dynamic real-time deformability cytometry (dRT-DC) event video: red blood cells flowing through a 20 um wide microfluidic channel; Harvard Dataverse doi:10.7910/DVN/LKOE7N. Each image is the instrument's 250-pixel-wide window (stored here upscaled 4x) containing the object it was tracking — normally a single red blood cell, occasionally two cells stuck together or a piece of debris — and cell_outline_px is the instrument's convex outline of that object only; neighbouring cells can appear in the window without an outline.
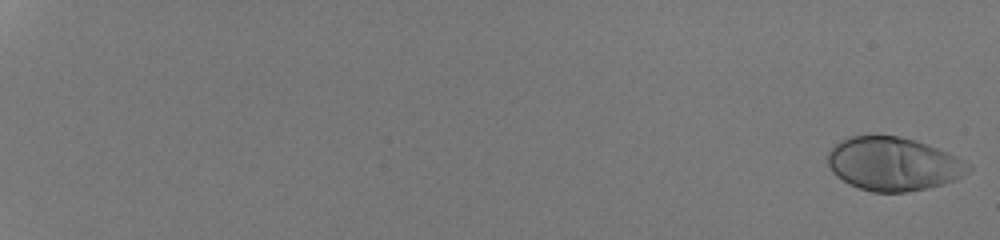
{"species": "human", "species_latin": "Homo sapiens", "temperature_condition": "room temperature", "stored_images_in_passage": 53, "camera_frame_rate_fps": 3000, "um_per_image_px": 0.085, "donor": {"sex": "male"}, "frame": {"image": 1, "passage_image": 1, "time_ms": 0.0, "image_size_px": [1000, 240], "cell_outline_px": [[972, 168], [968, 172], [956, 180], [944, 184], [928, 188], [904, 192], [872, 192], [848, 184], [836, 176], [832, 172], [828, 164], [828, 152], [840, 140], [852, 136], [872, 132], [876, 132], [900, 136], [916, 140], [928, 144], [948, 152], [972, 164]], "centroid_in_image_um": [75.93, 13.9], "position_along_channel_um": 9.1, "area_um2": 44.8}}
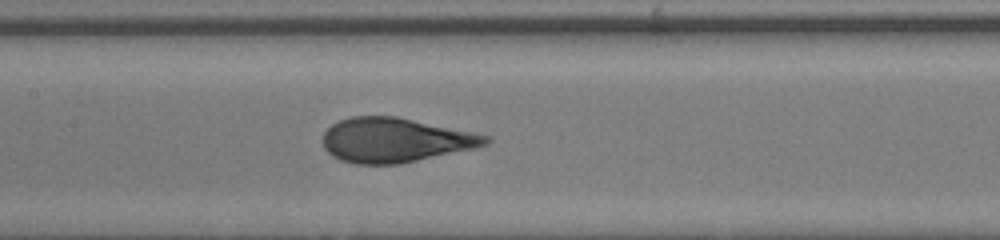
{"frame": {"image": 2, "passage_image": 31, "time_ms": 10.0, "image_size_px": [1000, 240], "cell_outline_px": [[492, 140], [488, 144], [476, 148], [400, 164], [356, 164], [340, 160], [332, 156], [324, 148], [324, 132], [332, 124], [340, 120], [352, 116], [396, 116], [492, 136]], "centroid_in_image_um": [33.62, 11.91], "position_along_channel_um": 173.8, "area_um2": 42.25}}
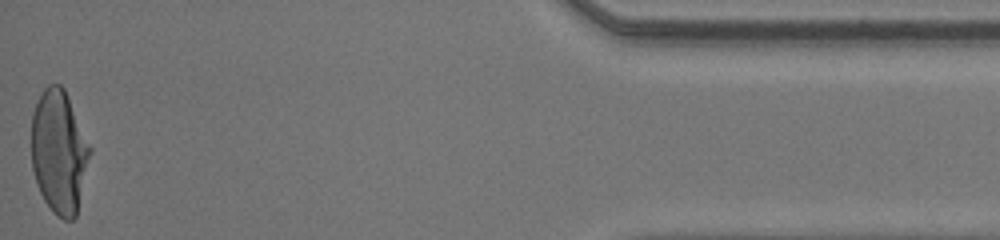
{"frame": {"image": 3, "passage_image": 53, "time_ms": 17.333, "image_size_px": [1000, 240], "cell_outline_px": [[92, 152], [76, 216], [72, 220], [64, 220], [56, 216], [52, 212], [44, 200], [36, 184], [32, 168], [32, 112], [44, 88], [48, 84], [60, 84], [64, 88], [92, 148]], "centroid_in_image_um": [5.03, 12.93], "position_along_channel_um": 430.2, "area_um2": 42.37}, "authors_computed_cell_mechanics": {"area_um2": 42.194, "velocity_mm_per_s": 4.3098, "shape_relaxation_time_tau1_ms": 4.8397, "shape_relaxation_time_tau2_ms": null, "deformation_change_tau1": 0.243, "deformation_change_tau2": null}}